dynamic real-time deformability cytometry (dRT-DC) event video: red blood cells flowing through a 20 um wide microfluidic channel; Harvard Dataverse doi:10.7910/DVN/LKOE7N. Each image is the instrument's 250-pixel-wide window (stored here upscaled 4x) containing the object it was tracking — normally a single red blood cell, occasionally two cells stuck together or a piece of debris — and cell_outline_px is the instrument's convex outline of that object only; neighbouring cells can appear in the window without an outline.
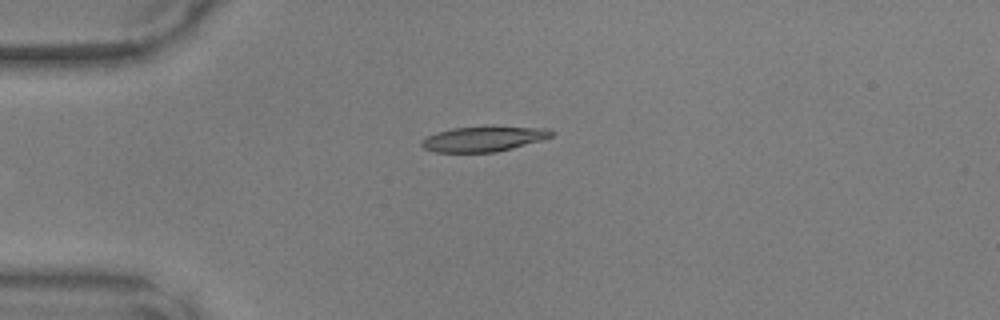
{"species": "common noctule bat (a hibernating species)", "species_latin": "Nyctalus noctula", "temperature_condition": "warm", "stored_images_in_passage": 37, "camera_frame_rate_fps": 3000, "um_per_image_px": 0.085, "animal": {"sex": "male", "body_mass_g": 17.9, "forearm_length_mm": 54.2}, "frame": {"image": 1, "passage_image": 1, "time_ms": 0.0, "image_size_px": [1000, 320], "cell_outline_px": [[556, 132], [552, 136], [540, 140], [512, 148], [496, 152], [436, 152], [424, 148], [420, 144], [420, 140], [436, 132], [452, 128], [548, 128]], "centroid_in_image_um": [41.05, 11.83], "position_along_channel_um": 43.9, "area_um2": 18.38}}
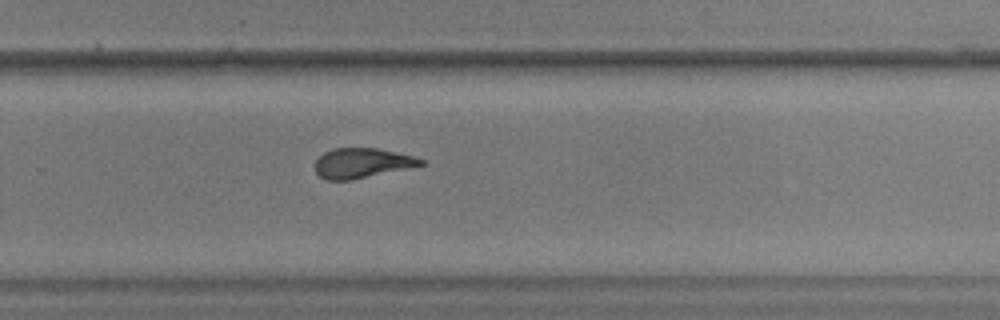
{"frame": {"image": 2, "passage_image": 21, "time_ms": 6.667, "image_size_px": [1000, 320], "cell_outline_px": [[424, 164], [408, 168], [352, 180], [328, 180], [320, 176], [316, 172], [316, 160], [324, 152], [332, 148], [376, 148], [412, 156], [424, 160]], "centroid_in_image_um": [30.74, 13.86], "position_along_channel_um": 299.1, "area_um2": 18.15}}
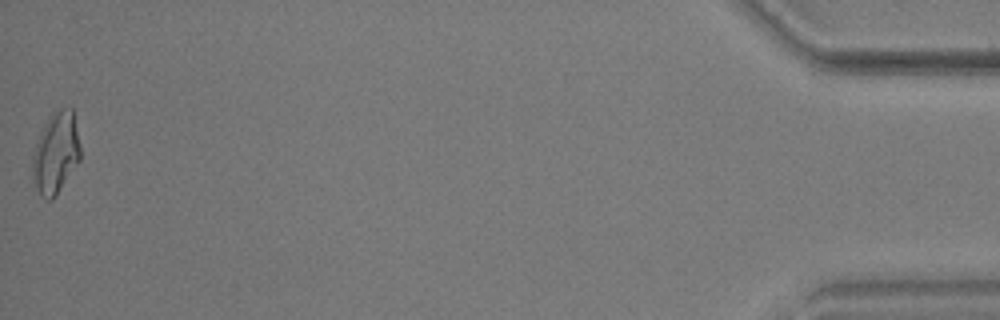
{"frame": {"image": 3, "passage_image": 37, "time_ms": 12.0, "image_size_px": [1000, 320], "cell_outline_px": [[80, 160], [56, 196], [52, 200], [48, 200], [40, 196], [36, 188], [32, 176], [32, 156], [40, 132], [48, 116], [64, 108], [72, 108], [80, 144]], "centroid_in_image_um": [4.73, 13.04], "position_along_channel_um": 430.5, "area_um2": 22.66}}